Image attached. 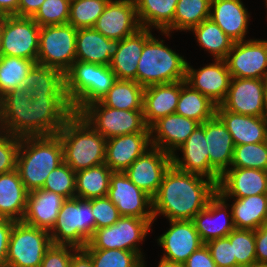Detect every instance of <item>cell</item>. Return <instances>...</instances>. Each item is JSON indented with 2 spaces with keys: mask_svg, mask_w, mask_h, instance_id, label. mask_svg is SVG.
I'll return each mask as SVG.
<instances>
[{
  "mask_svg": "<svg viewBox=\"0 0 267 267\" xmlns=\"http://www.w3.org/2000/svg\"><path fill=\"white\" fill-rule=\"evenodd\" d=\"M216 106L207 96L181 81V91L175 113L191 118L200 124L216 115Z\"/></svg>",
  "mask_w": 267,
  "mask_h": 267,
  "instance_id": "cell-36",
  "label": "cell"
},
{
  "mask_svg": "<svg viewBox=\"0 0 267 267\" xmlns=\"http://www.w3.org/2000/svg\"><path fill=\"white\" fill-rule=\"evenodd\" d=\"M182 159L171 155V163L177 169L210 179V161L205 139L204 123L199 124L188 139L177 149Z\"/></svg>",
  "mask_w": 267,
  "mask_h": 267,
  "instance_id": "cell-26",
  "label": "cell"
},
{
  "mask_svg": "<svg viewBox=\"0 0 267 267\" xmlns=\"http://www.w3.org/2000/svg\"><path fill=\"white\" fill-rule=\"evenodd\" d=\"M158 264V267H184V264L182 263H172L162 259H160Z\"/></svg>",
  "mask_w": 267,
  "mask_h": 267,
  "instance_id": "cell-58",
  "label": "cell"
},
{
  "mask_svg": "<svg viewBox=\"0 0 267 267\" xmlns=\"http://www.w3.org/2000/svg\"><path fill=\"white\" fill-rule=\"evenodd\" d=\"M92 213L95 218V230L114 225L121 217L117 207L107 196L92 198Z\"/></svg>",
  "mask_w": 267,
  "mask_h": 267,
  "instance_id": "cell-49",
  "label": "cell"
},
{
  "mask_svg": "<svg viewBox=\"0 0 267 267\" xmlns=\"http://www.w3.org/2000/svg\"><path fill=\"white\" fill-rule=\"evenodd\" d=\"M204 131L209 152L210 180L217 185L220 176L232 164L235 144L228 129L216 115L204 122Z\"/></svg>",
  "mask_w": 267,
  "mask_h": 267,
  "instance_id": "cell-20",
  "label": "cell"
},
{
  "mask_svg": "<svg viewBox=\"0 0 267 267\" xmlns=\"http://www.w3.org/2000/svg\"><path fill=\"white\" fill-rule=\"evenodd\" d=\"M65 197L45 189L28 192L26 210L21 220L27 225L50 231L59 215Z\"/></svg>",
  "mask_w": 267,
  "mask_h": 267,
  "instance_id": "cell-25",
  "label": "cell"
},
{
  "mask_svg": "<svg viewBox=\"0 0 267 267\" xmlns=\"http://www.w3.org/2000/svg\"><path fill=\"white\" fill-rule=\"evenodd\" d=\"M16 221L0 218V267H5L10 233Z\"/></svg>",
  "mask_w": 267,
  "mask_h": 267,
  "instance_id": "cell-53",
  "label": "cell"
},
{
  "mask_svg": "<svg viewBox=\"0 0 267 267\" xmlns=\"http://www.w3.org/2000/svg\"><path fill=\"white\" fill-rule=\"evenodd\" d=\"M265 80L232 78L227 96L220 105L234 113L265 117Z\"/></svg>",
  "mask_w": 267,
  "mask_h": 267,
  "instance_id": "cell-15",
  "label": "cell"
},
{
  "mask_svg": "<svg viewBox=\"0 0 267 267\" xmlns=\"http://www.w3.org/2000/svg\"><path fill=\"white\" fill-rule=\"evenodd\" d=\"M217 267H237L233 258V244L228 237L218 238L205 243Z\"/></svg>",
  "mask_w": 267,
  "mask_h": 267,
  "instance_id": "cell-50",
  "label": "cell"
},
{
  "mask_svg": "<svg viewBox=\"0 0 267 267\" xmlns=\"http://www.w3.org/2000/svg\"><path fill=\"white\" fill-rule=\"evenodd\" d=\"M37 62L21 57H0V98L10 90L23 87V82Z\"/></svg>",
  "mask_w": 267,
  "mask_h": 267,
  "instance_id": "cell-40",
  "label": "cell"
},
{
  "mask_svg": "<svg viewBox=\"0 0 267 267\" xmlns=\"http://www.w3.org/2000/svg\"><path fill=\"white\" fill-rule=\"evenodd\" d=\"M40 26L28 17H0L2 56L21 57L37 62Z\"/></svg>",
  "mask_w": 267,
  "mask_h": 267,
  "instance_id": "cell-12",
  "label": "cell"
},
{
  "mask_svg": "<svg viewBox=\"0 0 267 267\" xmlns=\"http://www.w3.org/2000/svg\"><path fill=\"white\" fill-rule=\"evenodd\" d=\"M171 164L169 153L151 146L134 160L124 173L132 183L153 198Z\"/></svg>",
  "mask_w": 267,
  "mask_h": 267,
  "instance_id": "cell-16",
  "label": "cell"
},
{
  "mask_svg": "<svg viewBox=\"0 0 267 267\" xmlns=\"http://www.w3.org/2000/svg\"><path fill=\"white\" fill-rule=\"evenodd\" d=\"M79 114L106 139L137 132H150L143 110L115 109L97 101L87 105Z\"/></svg>",
  "mask_w": 267,
  "mask_h": 267,
  "instance_id": "cell-8",
  "label": "cell"
},
{
  "mask_svg": "<svg viewBox=\"0 0 267 267\" xmlns=\"http://www.w3.org/2000/svg\"><path fill=\"white\" fill-rule=\"evenodd\" d=\"M112 173L105 163L76 172L75 197L92 199L107 196Z\"/></svg>",
  "mask_w": 267,
  "mask_h": 267,
  "instance_id": "cell-37",
  "label": "cell"
},
{
  "mask_svg": "<svg viewBox=\"0 0 267 267\" xmlns=\"http://www.w3.org/2000/svg\"><path fill=\"white\" fill-rule=\"evenodd\" d=\"M95 233L92 199H66L53 228L49 231L52 244L84 248Z\"/></svg>",
  "mask_w": 267,
  "mask_h": 267,
  "instance_id": "cell-7",
  "label": "cell"
},
{
  "mask_svg": "<svg viewBox=\"0 0 267 267\" xmlns=\"http://www.w3.org/2000/svg\"><path fill=\"white\" fill-rule=\"evenodd\" d=\"M28 191L18 171L0 174V218L21 221L25 214Z\"/></svg>",
  "mask_w": 267,
  "mask_h": 267,
  "instance_id": "cell-32",
  "label": "cell"
},
{
  "mask_svg": "<svg viewBox=\"0 0 267 267\" xmlns=\"http://www.w3.org/2000/svg\"><path fill=\"white\" fill-rule=\"evenodd\" d=\"M70 267H93L90 256L79 248L72 256Z\"/></svg>",
  "mask_w": 267,
  "mask_h": 267,
  "instance_id": "cell-56",
  "label": "cell"
},
{
  "mask_svg": "<svg viewBox=\"0 0 267 267\" xmlns=\"http://www.w3.org/2000/svg\"><path fill=\"white\" fill-rule=\"evenodd\" d=\"M45 0H19L18 17L32 18Z\"/></svg>",
  "mask_w": 267,
  "mask_h": 267,
  "instance_id": "cell-55",
  "label": "cell"
},
{
  "mask_svg": "<svg viewBox=\"0 0 267 267\" xmlns=\"http://www.w3.org/2000/svg\"><path fill=\"white\" fill-rule=\"evenodd\" d=\"M143 91L144 87L134 80L117 79L99 102L115 109L143 110Z\"/></svg>",
  "mask_w": 267,
  "mask_h": 267,
  "instance_id": "cell-38",
  "label": "cell"
},
{
  "mask_svg": "<svg viewBox=\"0 0 267 267\" xmlns=\"http://www.w3.org/2000/svg\"><path fill=\"white\" fill-rule=\"evenodd\" d=\"M63 162V146L57 134L20 138L16 170L28 192L42 189L47 176Z\"/></svg>",
  "mask_w": 267,
  "mask_h": 267,
  "instance_id": "cell-3",
  "label": "cell"
},
{
  "mask_svg": "<svg viewBox=\"0 0 267 267\" xmlns=\"http://www.w3.org/2000/svg\"><path fill=\"white\" fill-rule=\"evenodd\" d=\"M183 264L184 267H217L206 244L194 251Z\"/></svg>",
  "mask_w": 267,
  "mask_h": 267,
  "instance_id": "cell-52",
  "label": "cell"
},
{
  "mask_svg": "<svg viewBox=\"0 0 267 267\" xmlns=\"http://www.w3.org/2000/svg\"><path fill=\"white\" fill-rule=\"evenodd\" d=\"M256 262L267 263V222L255 230Z\"/></svg>",
  "mask_w": 267,
  "mask_h": 267,
  "instance_id": "cell-54",
  "label": "cell"
},
{
  "mask_svg": "<svg viewBox=\"0 0 267 267\" xmlns=\"http://www.w3.org/2000/svg\"><path fill=\"white\" fill-rule=\"evenodd\" d=\"M231 204L235 229L257 230L267 222L266 194L233 198Z\"/></svg>",
  "mask_w": 267,
  "mask_h": 267,
  "instance_id": "cell-35",
  "label": "cell"
},
{
  "mask_svg": "<svg viewBox=\"0 0 267 267\" xmlns=\"http://www.w3.org/2000/svg\"><path fill=\"white\" fill-rule=\"evenodd\" d=\"M109 0H71L69 21L74 28H93Z\"/></svg>",
  "mask_w": 267,
  "mask_h": 267,
  "instance_id": "cell-43",
  "label": "cell"
},
{
  "mask_svg": "<svg viewBox=\"0 0 267 267\" xmlns=\"http://www.w3.org/2000/svg\"><path fill=\"white\" fill-rule=\"evenodd\" d=\"M120 40L106 38L94 28H80L76 37V61L109 66Z\"/></svg>",
  "mask_w": 267,
  "mask_h": 267,
  "instance_id": "cell-28",
  "label": "cell"
},
{
  "mask_svg": "<svg viewBox=\"0 0 267 267\" xmlns=\"http://www.w3.org/2000/svg\"><path fill=\"white\" fill-rule=\"evenodd\" d=\"M267 171L230 167L219 179L217 192L225 199L266 194Z\"/></svg>",
  "mask_w": 267,
  "mask_h": 267,
  "instance_id": "cell-21",
  "label": "cell"
},
{
  "mask_svg": "<svg viewBox=\"0 0 267 267\" xmlns=\"http://www.w3.org/2000/svg\"><path fill=\"white\" fill-rule=\"evenodd\" d=\"M247 267H267V263H253Z\"/></svg>",
  "mask_w": 267,
  "mask_h": 267,
  "instance_id": "cell-59",
  "label": "cell"
},
{
  "mask_svg": "<svg viewBox=\"0 0 267 267\" xmlns=\"http://www.w3.org/2000/svg\"><path fill=\"white\" fill-rule=\"evenodd\" d=\"M51 245L49 231L16 221L10 233L5 267H40Z\"/></svg>",
  "mask_w": 267,
  "mask_h": 267,
  "instance_id": "cell-9",
  "label": "cell"
},
{
  "mask_svg": "<svg viewBox=\"0 0 267 267\" xmlns=\"http://www.w3.org/2000/svg\"><path fill=\"white\" fill-rule=\"evenodd\" d=\"M225 61L232 78L267 79V40L234 42Z\"/></svg>",
  "mask_w": 267,
  "mask_h": 267,
  "instance_id": "cell-13",
  "label": "cell"
},
{
  "mask_svg": "<svg viewBox=\"0 0 267 267\" xmlns=\"http://www.w3.org/2000/svg\"><path fill=\"white\" fill-rule=\"evenodd\" d=\"M78 249L72 245L52 244L45 252L40 267H70L71 258Z\"/></svg>",
  "mask_w": 267,
  "mask_h": 267,
  "instance_id": "cell-51",
  "label": "cell"
},
{
  "mask_svg": "<svg viewBox=\"0 0 267 267\" xmlns=\"http://www.w3.org/2000/svg\"><path fill=\"white\" fill-rule=\"evenodd\" d=\"M116 80L110 66L75 61L65 73V91L74 113L103 98Z\"/></svg>",
  "mask_w": 267,
  "mask_h": 267,
  "instance_id": "cell-5",
  "label": "cell"
},
{
  "mask_svg": "<svg viewBox=\"0 0 267 267\" xmlns=\"http://www.w3.org/2000/svg\"><path fill=\"white\" fill-rule=\"evenodd\" d=\"M211 0H178L175 16L174 30L191 31L210 17Z\"/></svg>",
  "mask_w": 267,
  "mask_h": 267,
  "instance_id": "cell-41",
  "label": "cell"
},
{
  "mask_svg": "<svg viewBox=\"0 0 267 267\" xmlns=\"http://www.w3.org/2000/svg\"><path fill=\"white\" fill-rule=\"evenodd\" d=\"M93 28L109 39L133 35L141 28L135 0H109Z\"/></svg>",
  "mask_w": 267,
  "mask_h": 267,
  "instance_id": "cell-17",
  "label": "cell"
},
{
  "mask_svg": "<svg viewBox=\"0 0 267 267\" xmlns=\"http://www.w3.org/2000/svg\"><path fill=\"white\" fill-rule=\"evenodd\" d=\"M216 193L217 185L212 180L181 171L171 164L152 198L154 221L160 214L168 220H192Z\"/></svg>",
  "mask_w": 267,
  "mask_h": 267,
  "instance_id": "cell-2",
  "label": "cell"
},
{
  "mask_svg": "<svg viewBox=\"0 0 267 267\" xmlns=\"http://www.w3.org/2000/svg\"><path fill=\"white\" fill-rule=\"evenodd\" d=\"M153 222L154 219L121 216L114 225L95 230L89 243L82 249H122L136 252L143 258L138 247Z\"/></svg>",
  "mask_w": 267,
  "mask_h": 267,
  "instance_id": "cell-11",
  "label": "cell"
},
{
  "mask_svg": "<svg viewBox=\"0 0 267 267\" xmlns=\"http://www.w3.org/2000/svg\"><path fill=\"white\" fill-rule=\"evenodd\" d=\"M141 28H155L170 37L178 0H135Z\"/></svg>",
  "mask_w": 267,
  "mask_h": 267,
  "instance_id": "cell-33",
  "label": "cell"
},
{
  "mask_svg": "<svg viewBox=\"0 0 267 267\" xmlns=\"http://www.w3.org/2000/svg\"><path fill=\"white\" fill-rule=\"evenodd\" d=\"M209 18L234 42L245 41L250 16L241 0H211Z\"/></svg>",
  "mask_w": 267,
  "mask_h": 267,
  "instance_id": "cell-29",
  "label": "cell"
},
{
  "mask_svg": "<svg viewBox=\"0 0 267 267\" xmlns=\"http://www.w3.org/2000/svg\"><path fill=\"white\" fill-rule=\"evenodd\" d=\"M77 31L71 24L42 26L37 63L65 74L76 61Z\"/></svg>",
  "mask_w": 267,
  "mask_h": 267,
  "instance_id": "cell-10",
  "label": "cell"
},
{
  "mask_svg": "<svg viewBox=\"0 0 267 267\" xmlns=\"http://www.w3.org/2000/svg\"><path fill=\"white\" fill-rule=\"evenodd\" d=\"M93 267H143L144 258L138 253L122 249H83Z\"/></svg>",
  "mask_w": 267,
  "mask_h": 267,
  "instance_id": "cell-42",
  "label": "cell"
},
{
  "mask_svg": "<svg viewBox=\"0 0 267 267\" xmlns=\"http://www.w3.org/2000/svg\"><path fill=\"white\" fill-rule=\"evenodd\" d=\"M216 116L232 136L235 146L267 141V118L247 116L216 106Z\"/></svg>",
  "mask_w": 267,
  "mask_h": 267,
  "instance_id": "cell-27",
  "label": "cell"
},
{
  "mask_svg": "<svg viewBox=\"0 0 267 267\" xmlns=\"http://www.w3.org/2000/svg\"><path fill=\"white\" fill-rule=\"evenodd\" d=\"M19 0H0V17L18 16Z\"/></svg>",
  "mask_w": 267,
  "mask_h": 267,
  "instance_id": "cell-57",
  "label": "cell"
},
{
  "mask_svg": "<svg viewBox=\"0 0 267 267\" xmlns=\"http://www.w3.org/2000/svg\"><path fill=\"white\" fill-rule=\"evenodd\" d=\"M228 206L227 200L217 192L209 200L206 208L192 219L204 244L214 239L227 237L235 229L232 210L227 212Z\"/></svg>",
  "mask_w": 267,
  "mask_h": 267,
  "instance_id": "cell-22",
  "label": "cell"
},
{
  "mask_svg": "<svg viewBox=\"0 0 267 267\" xmlns=\"http://www.w3.org/2000/svg\"><path fill=\"white\" fill-rule=\"evenodd\" d=\"M180 91L181 81L144 88L143 114L149 128L160 118L175 113Z\"/></svg>",
  "mask_w": 267,
  "mask_h": 267,
  "instance_id": "cell-30",
  "label": "cell"
},
{
  "mask_svg": "<svg viewBox=\"0 0 267 267\" xmlns=\"http://www.w3.org/2000/svg\"><path fill=\"white\" fill-rule=\"evenodd\" d=\"M265 102H266V118H267V79L265 80Z\"/></svg>",
  "mask_w": 267,
  "mask_h": 267,
  "instance_id": "cell-60",
  "label": "cell"
},
{
  "mask_svg": "<svg viewBox=\"0 0 267 267\" xmlns=\"http://www.w3.org/2000/svg\"><path fill=\"white\" fill-rule=\"evenodd\" d=\"M153 35L145 42L137 67V83L144 88L186 79L187 61Z\"/></svg>",
  "mask_w": 267,
  "mask_h": 267,
  "instance_id": "cell-6",
  "label": "cell"
},
{
  "mask_svg": "<svg viewBox=\"0 0 267 267\" xmlns=\"http://www.w3.org/2000/svg\"><path fill=\"white\" fill-rule=\"evenodd\" d=\"M2 56V52H1V35H0V57Z\"/></svg>",
  "mask_w": 267,
  "mask_h": 267,
  "instance_id": "cell-61",
  "label": "cell"
},
{
  "mask_svg": "<svg viewBox=\"0 0 267 267\" xmlns=\"http://www.w3.org/2000/svg\"><path fill=\"white\" fill-rule=\"evenodd\" d=\"M76 172L65 162L47 176L42 189L55 192L66 199L74 198L76 191Z\"/></svg>",
  "mask_w": 267,
  "mask_h": 267,
  "instance_id": "cell-46",
  "label": "cell"
},
{
  "mask_svg": "<svg viewBox=\"0 0 267 267\" xmlns=\"http://www.w3.org/2000/svg\"><path fill=\"white\" fill-rule=\"evenodd\" d=\"M20 137L0 130V174L16 169Z\"/></svg>",
  "mask_w": 267,
  "mask_h": 267,
  "instance_id": "cell-48",
  "label": "cell"
},
{
  "mask_svg": "<svg viewBox=\"0 0 267 267\" xmlns=\"http://www.w3.org/2000/svg\"><path fill=\"white\" fill-rule=\"evenodd\" d=\"M227 237L233 244L237 266L247 267L256 263L255 230L234 229Z\"/></svg>",
  "mask_w": 267,
  "mask_h": 267,
  "instance_id": "cell-45",
  "label": "cell"
},
{
  "mask_svg": "<svg viewBox=\"0 0 267 267\" xmlns=\"http://www.w3.org/2000/svg\"><path fill=\"white\" fill-rule=\"evenodd\" d=\"M107 197L121 216L154 219L152 198L139 189L124 172H113Z\"/></svg>",
  "mask_w": 267,
  "mask_h": 267,
  "instance_id": "cell-14",
  "label": "cell"
},
{
  "mask_svg": "<svg viewBox=\"0 0 267 267\" xmlns=\"http://www.w3.org/2000/svg\"><path fill=\"white\" fill-rule=\"evenodd\" d=\"M231 167L267 171V141L235 146Z\"/></svg>",
  "mask_w": 267,
  "mask_h": 267,
  "instance_id": "cell-44",
  "label": "cell"
},
{
  "mask_svg": "<svg viewBox=\"0 0 267 267\" xmlns=\"http://www.w3.org/2000/svg\"><path fill=\"white\" fill-rule=\"evenodd\" d=\"M71 0H45L32 19L40 26L68 24Z\"/></svg>",
  "mask_w": 267,
  "mask_h": 267,
  "instance_id": "cell-47",
  "label": "cell"
},
{
  "mask_svg": "<svg viewBox=\"0 0 267 267\" xmlns=\"http://www.w3.org/2000/svg\"><path fill=\"white\" fill-rule=\"evenodd\" d=\"M169 223V230L157 239L165 251L161 259L183 264L204 243L192 220H169Z\"/></svg>",
  "mask_w": 267,
  "mask_h": 267,
  "instance_id": "cell-19",
  "label": "cell"
},
{
  "mask_svg": "<svg viewBox=\"0 0 267 267\" xmlns=\"http://www.w3.org/2000/svg\"><path fill=\"white\" fill-rule=\"evenodd\" d=\"M64 162L75 172L105 163L106 138L74 113L58 131Z\"/></svg>",
  "mask_w": 267,
  "mask_h": 267,
  "instance_id": "cell-4",
  "label": "cell"
},
{
  "mask_svg": "<svg viewBox=\"0 0 267 267\" xmlns=\"http://www.w3.org/2000/svg\"><path fill=\"white\" fill-rule=\"evenodd\" d=\"M214 61L199 70L187 62L185 81L193 89L207 96L215 105H220L227 96L232 77L225 59Z\"/></svg>",
  "mask_w": 267,
  "mask_h": 267,
  "instance_id": "cell-18",
  "label": "cell"
},
{
  "mask_svg": "<svg viewBox=\"0 0 267 267\" xmlns=\"http://www.w3.org/2000/svg\"><path fill=\"white\" fill-rule=\"evenodd\" d=\"M23 87L30 90V98L67 97L65 74L57 69L36 63L26 76Z\"/></svg>",
  "mask_w": 267,
  "mask_h": 267,
  "instance_id": "cell-34",
  "label": "cell"
},
{
  "mask_svg": "<svg viewBox=\"0 0 267 267\" xmlns=\"http://www.w3.org/2000/svg\"><path fill=\"white\" fill-rule=\"evenodd\" d=\"M150 135V132H137L107 139L105 164L113 172H124L152 146Z\"/></svg>",
  "mask_w": 267,
  "mask_h": 267,
  "instance_id": "cell-23",
  "label": "cell"
},
{
  "mask_svg": "<svg viewBox=\"0 0 267 267\" xmlns=\"http://www.w3.org/2000/svg\"><path fill=\"white\" fill-rule=\"evenodd\" d=\"M74 114L67 97L30 98L19 87L0 98V130L17 137L55 135Z\"/></svg>",
  "mask_w": 267,
  "mask_h": 267,
  "instance_id": "cell-1",
  "label": "cell"
},
{
  "mask_svg": "<svg viewBox=\"0 0 267 267\" xmlns=\"http://www.w3.org/2000/svg\"><path fill=\"white\" fill-rule=\"evenodd\" d=\"M152 29L140 28L133 35L120 40L118 51L110 68L118 80L137 82V67L145 42L152 36Z\"/></svg>",
  "mask_w": 267,
  "mask_h": 267,
  "instance_id": "cell-31",
  "label": "cell"
},
{
  "mask_svg": "<svg viewBox=\"0 0 267 267\" xmlns=\"http://www.w3.org/2000/svg\"><path fill=\"white\" fill-rule=\"evenodd\" d=\"M199 124L194 119L176 113L169 114L150 127L151 145L170 155L175 154Z\"/></svg>",
  "mask_w": 267,
  "mask_h": 267,
  "instance_id": "cell-24",
  "label": "cell"
},
{
  "mask_svg": "<svg viewBox=\"0 0 267 267\" xmlns=\"http://www.w3.org/2000/svg\"><path fill=\"white\" fill-rule=\"evenodd\" d=\"M199 45L214 59H225L234 41L210 18L191 29Z\"/></svg>",
  "mask_w": 267,
  "mask_h": 267,
  "instance_id": "cell-39",
  "label": "cell"
}]
</instances>
